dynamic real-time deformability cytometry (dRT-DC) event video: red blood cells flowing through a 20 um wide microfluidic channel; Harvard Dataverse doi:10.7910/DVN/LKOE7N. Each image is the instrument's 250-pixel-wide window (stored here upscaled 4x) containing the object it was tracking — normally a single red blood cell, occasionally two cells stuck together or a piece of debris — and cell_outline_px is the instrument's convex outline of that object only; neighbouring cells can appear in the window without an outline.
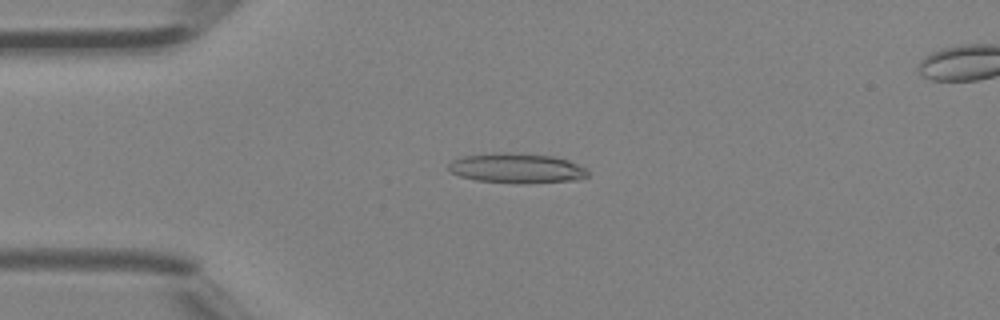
{"species": "Egyptian fruit bat (a non-hibernating species)", "species_latin": "Rousettus aegyptiacus", "temperature_condition": "room temperature", "stored_images_in_passage": 4, "camera_frame_rate_fps": 3000, "um_per_image_px": 0.085, "animal": {"sex": "female"}, "frame": {"image": 1, "passage_image": 3, "time_ms": 0.667, "image_size_px": [1000, 320], "cell_outline_px": [[588, 176], [576, 180], [528, 184], [520, 184], [476, 180], [460, 176], [452, 172], [448, 168], [448, 164], [452, 160], [464, 156], [500, 152], [504, 152], [552, 156], [568, 160], [588, 168]], "centroid_in_image_um": [43.95, 14.31], "position_along_channel_um": 41.0, "area_um2": 24.39}}